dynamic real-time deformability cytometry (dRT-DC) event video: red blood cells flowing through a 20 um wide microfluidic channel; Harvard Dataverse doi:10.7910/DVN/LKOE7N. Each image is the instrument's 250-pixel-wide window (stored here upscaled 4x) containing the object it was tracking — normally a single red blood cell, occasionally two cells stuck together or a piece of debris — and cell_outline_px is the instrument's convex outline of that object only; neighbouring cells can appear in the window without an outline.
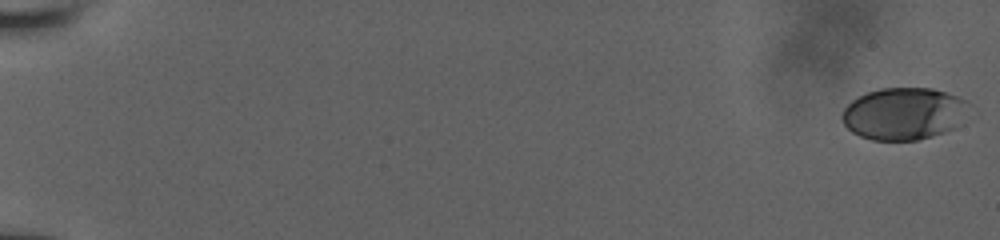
{"species": "human", "species_latin": "Homo sapiens", "temperature_condition": "room temperature", "stored_images_in_passage": 57, "camera_frame_rate_fps": 3000, "um_per_image_px": 0.085, "donor": {"sex": "male"}, "frame": {"image": 1, "passage_image": 1, "time_ms": 0.0, "image_size_px": [1000, 240], "cell_outline_px": [[972, 104], [952, 128], [944, 132], [932, 136], [916, 140], [872, 140], [860, 136], [852, 132], [844, 124], [840, 116], [844, 108], [852, 100], [868, 92], [880, 88], [932, 88], [960, 96], [968, 100]], "centroid_in_image_um": [76.81, 9.64], "position_along_channel_um": 8.2, "area_um2": 38.49}}
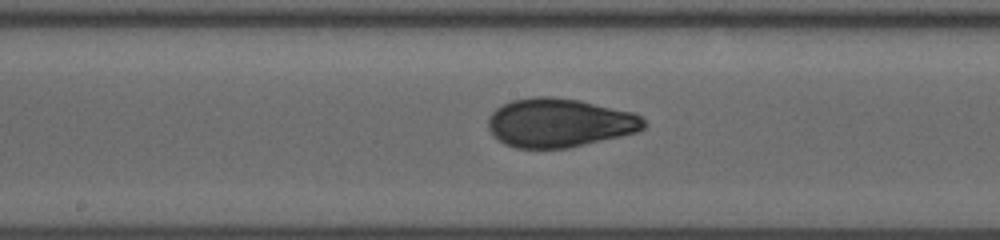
{"frame": {"image": 2, "passage_image": 33, "time_ms": 10.667, "image_size_px": [1000, 240], "cell_outline_px": [[648, 124], [644, 128], [636, 132], [620, 136], [568, 148], [516, 148], [504, 144], [492, 136], [488, 128], [488, 116], [496, 108], [512, 100], [536, 96], [552, 96], [580, 100], [632, 112], [640, 116]], "centroid_in_image_um": [47.52, 10.43], "position_along_channel_um": 200.7, "area_um2": 44.45}}
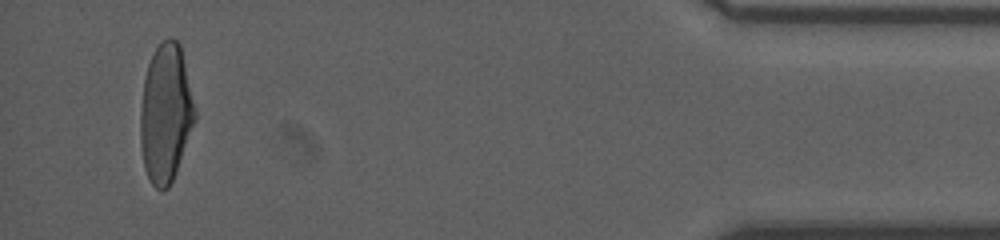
{"frame": {"image": 3, "passage_image": 55, "time_ms": 18.0, "image_size_px": [1000, 240], "cell_outline_px": [[196, 120], [176, 172], [168, 188], [160, 192], [152, 184], [144, 168], [140, 144], [140, 112], [144, 80], [148, 64], [156, 48], [168, 36], [172, 36], [180, 44], [196, 112]], "centroid_in_image_um": [14.08, 9.65], "position_along_channel_um": 421.1, "area_um2": 43.93}, "authors_computed_cell_mechanics": {"area_um2": 43.061, "velocity_mm_per_s": 3.8878, "shape_relaxation_time_tau1_ms": 6.5863, "shape_relaxation_time_tau2_ms": 0.9826, "deformation_change_tau1": 0.2203, "deformation_change_tau2": 0.0619}}